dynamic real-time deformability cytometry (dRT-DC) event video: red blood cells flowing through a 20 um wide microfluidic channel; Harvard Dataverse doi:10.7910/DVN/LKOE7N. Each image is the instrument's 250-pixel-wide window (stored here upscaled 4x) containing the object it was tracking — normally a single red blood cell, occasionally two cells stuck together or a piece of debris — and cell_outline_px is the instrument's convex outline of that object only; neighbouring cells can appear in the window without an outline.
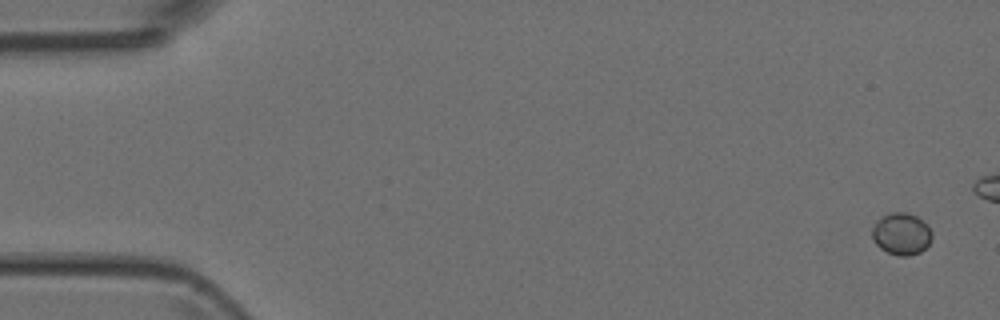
{"species": "Egyptian fruit bat (a non-hibernating species)", "species_latin": "Rousettus aegyptiacus", "temperature_condition": "room temperature", "stored_images_in_passage": 6, "camera_frame_rate_fps": 3000, "um_per_image_px": 0.085, "animal": {"sex": "female"}, "frame": {"image": 1, "passage_image": 1, "time_ms": 0.0, "image_size_px": [1000, 320], "cell_outline_px": [[932, 240], [920, 252], [908, 256], [900, 256], [888, 252], [880, 248], [876, 244], [872, 236], [872, 228], [876, 220], [892, 212], [908, 212], [916, 216], [928, 224], [932, 232]], "centroid_in_image_um": [76.64, 19.87], "position_along_channel_um": 8.4, "area_um2": 14.68}}
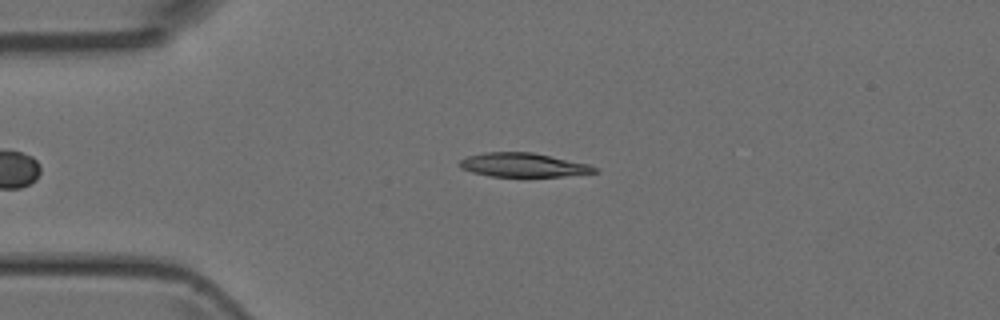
{"frame": {"image": 2, "passage_image": 5, "time_ms": 5.333, "image_size_px": [1000, 320], "cell_outline_px": [[600, 168], [596, 172], [564, 176], [488, 176], [472, 172], [460, 168], [456, 164], [460, 160], [468, 156], [484, 152], [532, 152], [588, 164]], "centroid_in_image_um": [44.43, 14.02], "position_along_channel_um": 40.6, "area_um2": 18.79}}